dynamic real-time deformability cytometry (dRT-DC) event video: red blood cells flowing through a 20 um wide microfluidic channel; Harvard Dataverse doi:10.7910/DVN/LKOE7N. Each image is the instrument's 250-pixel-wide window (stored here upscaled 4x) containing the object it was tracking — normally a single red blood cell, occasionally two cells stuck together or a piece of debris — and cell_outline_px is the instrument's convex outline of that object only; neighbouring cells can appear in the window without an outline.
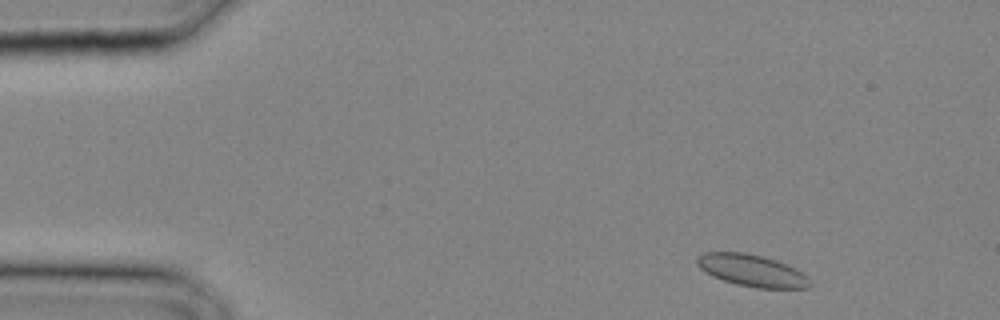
{"species": "common noctule bat (a hibernating species)", "species_latin": "Nyctalus noctula", "temperature_condition": "cold", "stored_images_in_passage": 19, "camera_frame_rate_fps": 3000, "um_per_image_px": 0.085, "animal": {"sex": "male", "body_mass_g": 20.4}, "frame": {"image": 1, "passage_image": 2, "time_ms": 0.333, "image_size_px": [1000, 320], "cell_outline_px": [[812, 288], [756, 288], [736, 284], [712, 276], [700, 268], [696, 264], [696, 256], [704, 252], [744, 252], [776, 260], [796, 268], [808, 276], [812, 280]], "centroid_in_image_um": [63.94, 23.0], "position_along_channel_um": 21.1, "area_um2": 21.21}}
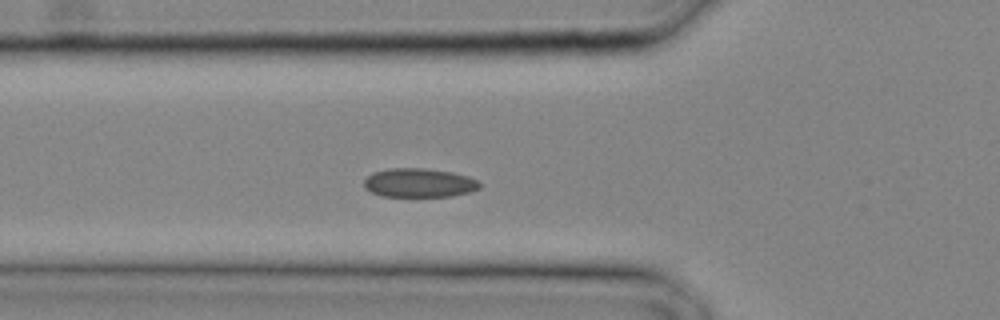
{"frame": {"image": 2, "passage_image": 9, "time_ms": 2.667, "image_size_px": [1000, 320], "cell_outline_px": [[480, 188], [468, 192], [448, 196], [384, 196], [372, 192], [364, 188], [364, 180], [372, 172], [388, 168], [424, 168], [452, 172], [468, 176], [476, 180], [480, 184]], "centroid_in_image_um": [35.59, 15.53], "position_along_channel_um": 90.2, "area_um2": 19.36}}
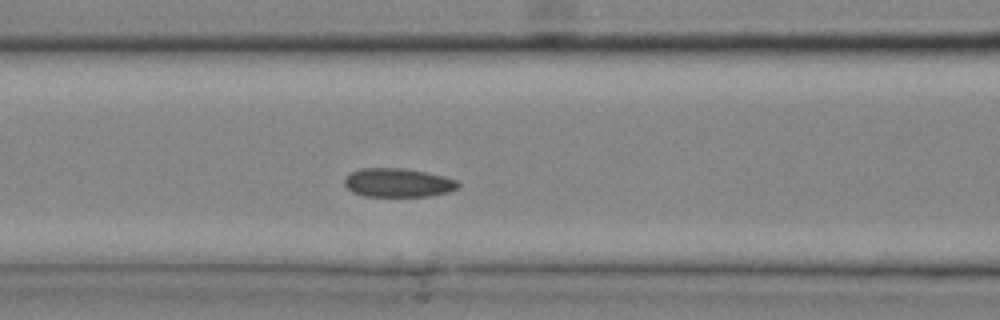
{"frame": {"image": 3, "passage_image": 11, "time_ms": 3.333, "image_size_px": [1000, 320], "cell_outline_px": [[460, 188], [448, 192], [428, 196], [364, 196], [352, 192], [344, 184], [344, 176], [360, 168], [404, 168], [444, 176], [456, 180], [460, 184]], "centroid_in_image_um": [33.82, 15.53], "position_along_channel_um": 132.8, "area_um2": 19.13}}